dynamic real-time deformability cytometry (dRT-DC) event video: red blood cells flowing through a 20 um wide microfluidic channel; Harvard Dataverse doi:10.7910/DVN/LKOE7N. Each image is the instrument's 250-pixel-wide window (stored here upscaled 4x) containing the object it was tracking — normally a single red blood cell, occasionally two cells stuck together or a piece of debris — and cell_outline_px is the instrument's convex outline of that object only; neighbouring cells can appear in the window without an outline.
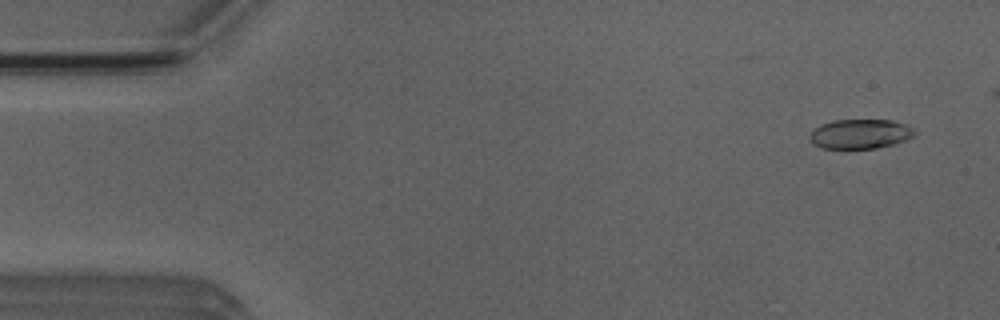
{"species": "Egyptian fruit bat (a non-hibernating species)", "species_latin": "Rousettus aegyptiacus", "temperature_condition": "room temperature", "stored_images_in_passage": 4, "camera_frame_rate_fps": 3000, "um_per_image_px": 0.085, "animal": {"sex": "male"}, "frame": {"image": 1, "passage_image": 1, "time_ms": 0.0, "image_size_px": [1000, 320], "cell_outline_px": [[916, 136], [892, 144], [876, 148], [844, 152], [820, 148], [812, 144], [808, 140], [808, 136], [812, 128], [820, 124], [832, 120], [892, 120], [908, 124], [916, 132]], "centroid_in_image_um": [73.02, 11.43], "position_along_channel_um": 12.0, "area_um2": 19.19}}